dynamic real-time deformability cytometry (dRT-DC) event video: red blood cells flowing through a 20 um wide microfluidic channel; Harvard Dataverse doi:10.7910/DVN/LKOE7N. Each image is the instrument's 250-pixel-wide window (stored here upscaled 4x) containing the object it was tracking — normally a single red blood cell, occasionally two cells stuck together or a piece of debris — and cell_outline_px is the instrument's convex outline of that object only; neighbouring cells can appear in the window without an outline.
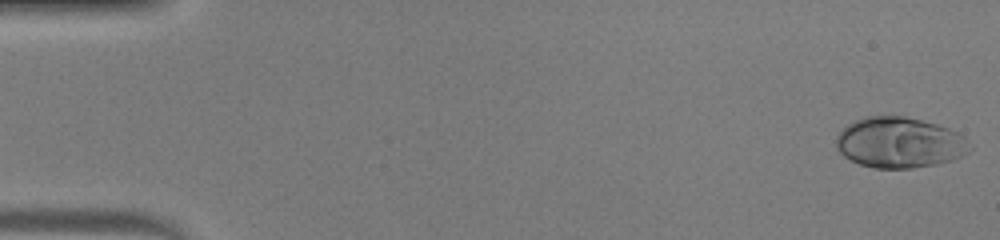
{"species": "human", "species_latin": "Homo sapiens", "temperature_condition": "warm", "stored_images_in_passage": 48, "camera_frame_rate_fps": 3000, "um_per_image_px": 0.085, "donor": {"sex": "male"}, "frame": {"image": 1, "passage_image": 1, "time_ms": 0.0, "image_size_px": [1000, 240], "cell_outline_px": [[972, 148], [968, 152], [952, 160], [936, 164], [912, 168], [872, 168], [860, 164], [844, 156], [836, 148], [836, 136], [848, 124], [864, 116], [904, 116], [936, 124], [948, 128], [964, 136]], "centroid_in_image_um": [76.45, 12.12], "position_along_channel_um": 8.6, "area_um2": 39.3}}
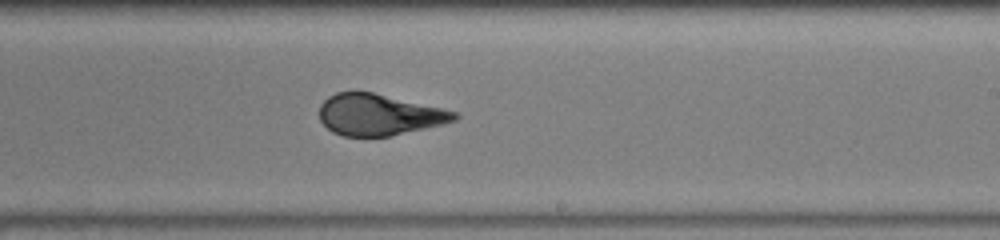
{"frame": {"image": 2, "passage_image": 29, "time_ms": 9.333, "image_size_px": [1000, 240], "cell_outline_px": [[460, 116], [456, 120], [444, 124], [388, 136], [344, 136], [332, 132], [320, 120], [320, 104], [328, 96], [336, 92], [356, 88], [440, 108], [456, 112]], "centroid_in_image_um": [32.16, 9.72], "position_along_channel_um": 256.8, "area_um2": 32.66}}
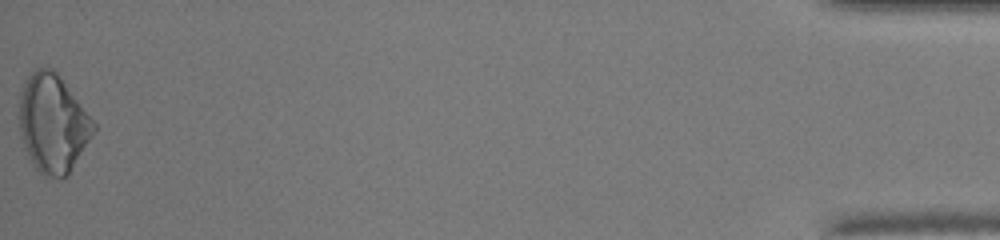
{"frame": {"image": 3, "passage_image": 48, "time_ms": 15.667, "image_size_px": [1000, 240], "cell_outline_px": [[96, 132], [68, 176], [60, 180], [44, 176], [32, 164], [20, 136], [16, 116], [20, 92], [28, 76], [36, 68], [52, 68], [60, 76], [96, 124]], "centroid_in_image_um": [4.47, 10.53], "position_along_channel_um": 430.7, "area_um2": 43.35}, "authors_computed_cell_mechanics": {"area_um2": 34.6511, "velocity_mm_per_s": 4.3011, "shape_relaxation_time_tau1_ms": 6.1312, "shape_relaxation_time_tau2_ms": null, "deformation_change_tau1": 0.251, "deformation_change_tau2": null}}